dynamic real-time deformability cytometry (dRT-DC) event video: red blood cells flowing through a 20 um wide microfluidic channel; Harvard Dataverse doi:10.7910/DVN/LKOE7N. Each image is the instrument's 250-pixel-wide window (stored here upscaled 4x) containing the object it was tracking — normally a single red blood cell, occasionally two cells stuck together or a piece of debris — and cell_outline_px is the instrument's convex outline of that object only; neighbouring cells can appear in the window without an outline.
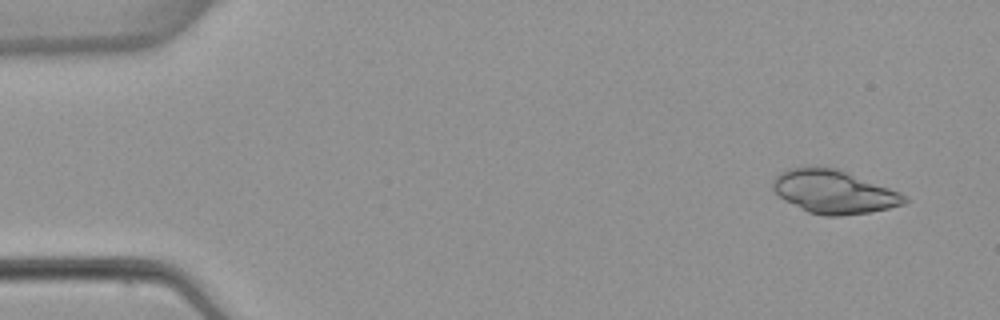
{"species": "common noctule bat (a hibernating species)", "species_latin": "Nyctalus noctula", "temperature_condition": "warm", "stored_images_in_passage": 4, "camera_frame_rate_fps": 3000, "um_per_image_px": 0.085, "animal": {"sex": "female", "body_mass_g": 22.7, "forearm_length_mm": 54.2}, "frame": {"image": 1, "passage_image": 1, "time_ms": 0.0, "image_size_px": [1000, 320], "cell_outline_px": [[908, 200], [904, 204], [888, 208], [868, 212], [840, 216], [828, 216], [808, 212], [784, 200], [772, 188], [772, 180], [776, 176], [788, 168], [804, 164], [836, 168], [900, 192], [908, 196]], "centroid_in_image_um": [70.84, 16.27], "position_along_channel_um": 14.2, "area_um2": 33.41}}
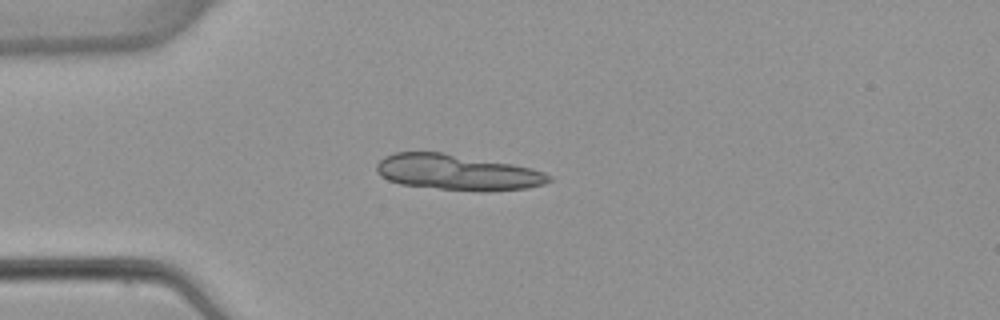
{"frame": {"image": 2, "passage_image": 4, "time_ms": 3.333, "image_size_px": [1000, 320], "cell_outline_px": [[552, 180], [544, 184], [528, 188], [484, 192], [440, 188], [400, 184], [388, 180], [380, 176], [376, 172], [376, 164], [384, 156], [396, 152], [444, 152], [512, 164], [532, 168], [544, 172], [552, 176]], "centroid_in_image_um": [38.88, 14.64], "position_along_channel_um": 46.1, "area_um2": 35.95}}